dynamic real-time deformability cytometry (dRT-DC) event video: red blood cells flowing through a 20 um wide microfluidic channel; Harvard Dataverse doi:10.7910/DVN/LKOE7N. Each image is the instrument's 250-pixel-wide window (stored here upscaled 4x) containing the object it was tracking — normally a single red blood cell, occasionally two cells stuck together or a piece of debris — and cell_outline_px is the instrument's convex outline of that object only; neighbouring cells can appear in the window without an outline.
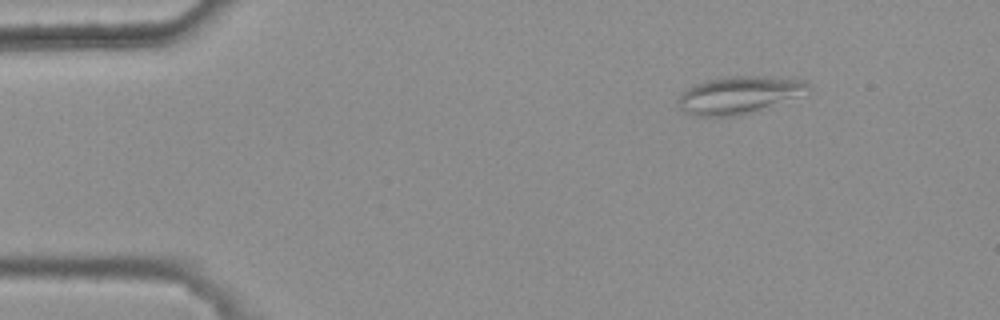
{"species": "common noctule bat (a hibernating species)", "species_latin": "Nyctalus noctula", "temperature_condition": "warm", "stored_images_in_passage": 3, "camera_frame_rate_fps": 3000, "um_per_image_px": 0.085, "animal": {"sex": "female", "body_mass_g": 25.1}, "frame": {"image": 1, "passage_image": 1, "time_ms": 0.0, "image_size_px": [1000, 320], "cell_outline_px": [[808, 88], [792, 96], [760, 108], [736, 116], [696, 116], [684, 112], [680, 108], [680, 92], [696, 84], [708, 80], [728, 76], [760, 76], [804, 80], [808, 84]], "centroid_in_image_um": [62.66, 8.06], "position_along_channel_um": 22.3, "area_um2": 26.93}}